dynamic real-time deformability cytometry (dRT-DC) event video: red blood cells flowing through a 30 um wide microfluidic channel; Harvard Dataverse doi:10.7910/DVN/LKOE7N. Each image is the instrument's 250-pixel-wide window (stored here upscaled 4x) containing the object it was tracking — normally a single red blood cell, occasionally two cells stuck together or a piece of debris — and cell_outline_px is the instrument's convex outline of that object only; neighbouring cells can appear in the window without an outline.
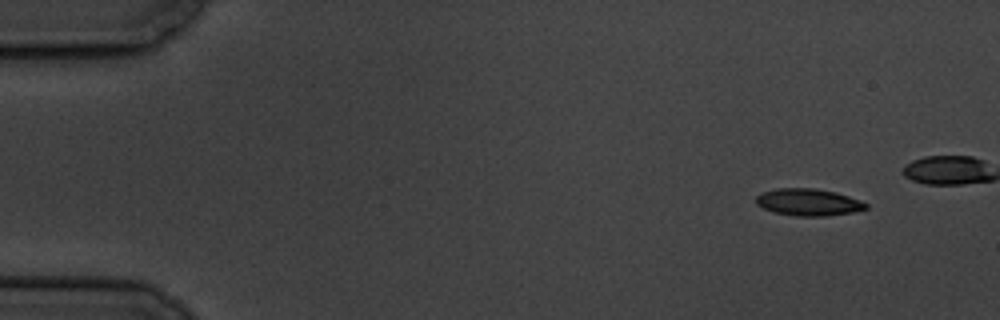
{"species": "common noctule bat (a hibernating species)", "species_latin": "Nyctalus noctula", "temperature_condition": "cold", "stored_images_in_passage": 4, "camera_frame_rate_fps": 3000, "um_per_image_px": 0.085, "animal": {"sex": "male", "body_mass_g": 19.5, "forearm_length_mm": 54.6}, "frame": {"image": 1, "passage_image": 1, "time_ms": 0.0, "image_size_px": [1000, 320], "cell_outline_px": [[868, 208], [852, 212], [824, 216], [796, 216], [776, 212], [764, 208], [756, 204], [756, 196], [760, 192], [776, 188], [816, 188], [836, 192], [860, 200], [868, 204]], "centroid_in_image_um": [68.7, 17.17], "position_along_channel_um": 16.3, "area_um2": 17.28}}